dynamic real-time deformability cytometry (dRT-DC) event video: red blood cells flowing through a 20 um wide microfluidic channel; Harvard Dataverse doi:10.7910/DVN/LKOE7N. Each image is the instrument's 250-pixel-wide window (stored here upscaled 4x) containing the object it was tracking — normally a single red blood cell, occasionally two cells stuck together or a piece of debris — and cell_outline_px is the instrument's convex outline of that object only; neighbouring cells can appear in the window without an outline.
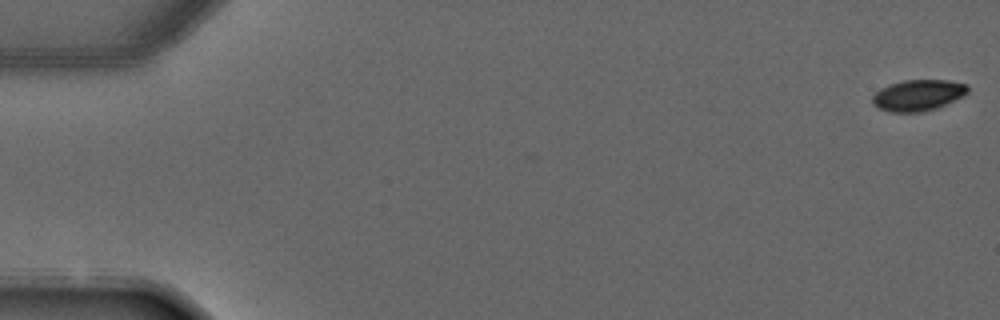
{"species": "common noctule bat (a hibernating species)", "species_latin": "Nyctalus noctula", "temperature_condition": "warm", "stored_images_in_passage": 4, "camera_frame_rate_fps": 3000, "um_per_image_px": 0.085, "animal": {"sex": "male", "forearm_length_mm": 52.5}, "frame": {"image": 1, "passage_image": 1, "time_ms": 0.0, "image_size_px": [1000, 320], "cell_outline_px": [[968, 92], [964, 96], [936, 108], [924, 112], [888, 112], [872, 104], [872, 96], [880, 88], [888, 84], [904, 80], [948, 80], [968, 84]], "centroid_in_image_um": [78.03, 8.09], "position_along_channel_um": 7.0, "area_um2": 17.46}}
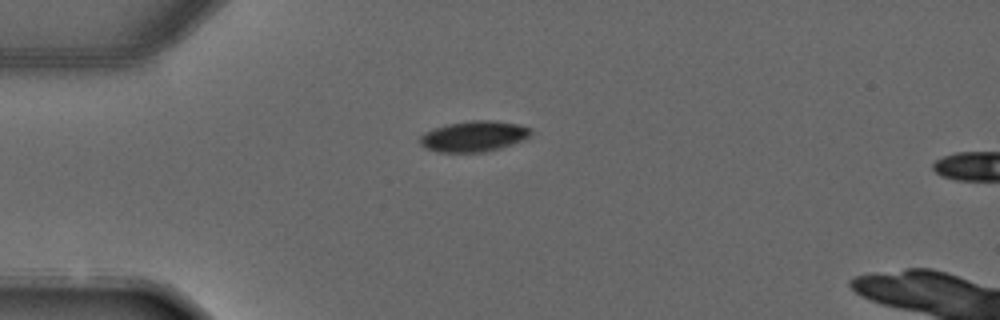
{"frame": {"image": 2, "passage_image": 3, "time_ms": 3.667, "image_size_px": [1000, 320], "cell_outline_px": [[532, 132], [524, 140], [500, 148], [484, 152], [440, 152], [424, 148], [420, 144], [420, 136], [424, 132], [448, 124], [472, 120], [496, 120], [520, 124], [532, 128]], "centroid_in_image_um": [40.3, 11.58], "position_along_channel_um": 44.7, "area_um2": 19.94}}